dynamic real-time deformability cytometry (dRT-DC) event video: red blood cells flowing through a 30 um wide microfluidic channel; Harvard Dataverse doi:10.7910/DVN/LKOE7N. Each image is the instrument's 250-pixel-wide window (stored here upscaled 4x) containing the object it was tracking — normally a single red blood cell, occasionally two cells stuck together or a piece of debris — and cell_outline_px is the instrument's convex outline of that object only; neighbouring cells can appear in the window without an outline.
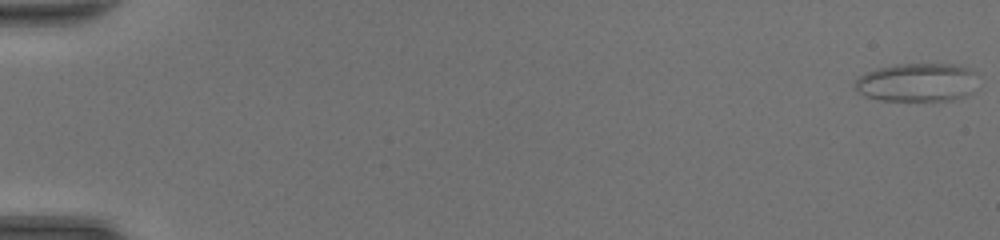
{"species": "common noctule bat (a hibernating species)", "species_latin": "Nyctalus noctula", "temperature_condition": "room temperature", "stored_images_in_passage": 48, "camera_frame_rate_fps": 3000, "um_per_image_px": 0.085, "animal": {"sex": "female", "body_mass_g": 20.0, "forearm_length_mm": 54.0}, "frame": {"image": 1, "passage_image": 1, "time_ms": 0.0, "image_size_px": [1000, 240], "cell_outline_px": [[976, 72], [972, 92], [968, 96], [952, 100], [880, 100], [864, 96], [856, 92], [856, 80], [864, 72], [876, 68], [896, 64], [956, 64], [968, 68]], "centroid_in_image_um": [77.94, 7.0], "position_along_channel_um": 7.1, "area_um2": 27.69}}
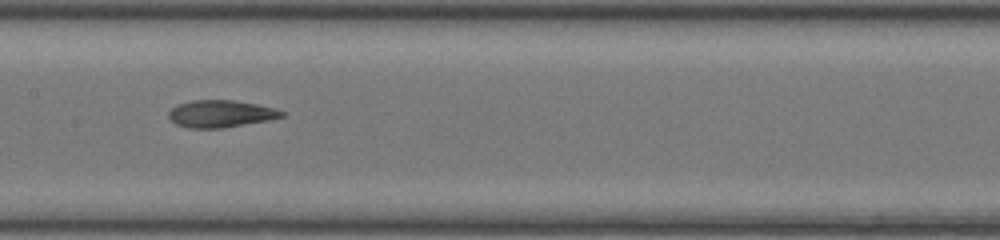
{"frame": {"image": 2, "passage_image": 26, "time_ms": 8.333, "image_size_px": [1000, 240], "cell_outline_px": [[284, 116], [268, 120], [220, 128], [188, 128], [176, 124], [168, 116], [168, 112], [172, 108], [180, 104], [192, 100], [236, 100], [276, 108], [284, 112]], "centroid_in_image_um": [18.76, 9.66], "position_along_channel_um": 188.6, "area_um2": 17.74}}
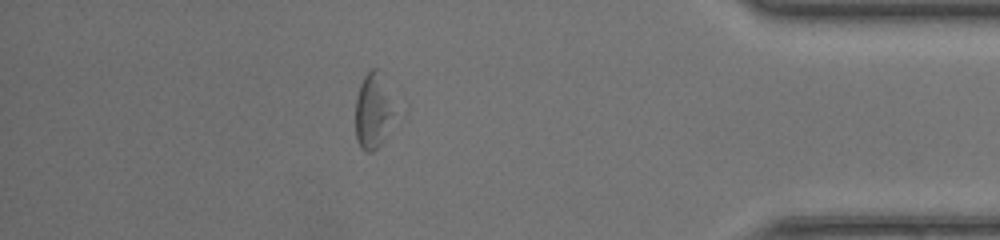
{"frame": {"image": 3, "passage_image": 43, "time_ms": 14.0, "image_size_px": [1000, 240], "cell_outline_px": [[392, 112], [384, 140], [372, 152], [368, 152], [360, 148], [356, 140], [356, 96], [360, 84], [364, 76], [372, 68], [376, 68]], "centroid_in_image_um": [31.59, 9.54], "position_along_channel_um": 403.6, "area_um2": 15.72}, "authors_computed_cell_mechanics": {"area_um2": 18.8428, "velocity_mm_per_s": 4.3996, "shape_relaxation_time_tau1_ms": 3.8776, "shape_relaxation_time_tau2_ms": 3.3657, "deformation_change_tau1": 0.1417, "deformation_change_tau2": 0.1296}}